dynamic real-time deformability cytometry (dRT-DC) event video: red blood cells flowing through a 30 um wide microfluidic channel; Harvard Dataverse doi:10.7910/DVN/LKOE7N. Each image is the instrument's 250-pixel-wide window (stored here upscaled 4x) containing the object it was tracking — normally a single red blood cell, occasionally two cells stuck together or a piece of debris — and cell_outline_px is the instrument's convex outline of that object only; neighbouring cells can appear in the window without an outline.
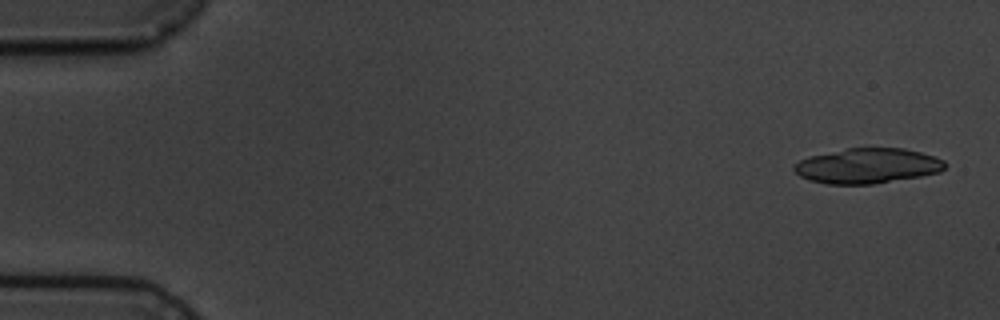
{"species": "common noctule bat (a hibernating species)", "species_latin": "Nyctalus noctula", "temperature_condition": "cold", "stored_images_in_passage": 11, "camera_frame_rate_fps": 3000, "um_per_image_px": 0.085, "animal": {"sex": "male", "body_mass_g": 19.5, "forearm_length_mm": 54.6}, "frame": {"image": 1, "passage_image": 1, "time_ms": 0.0, "image_size_px": [1000, 320], "cell_outline_px": [[948, 164], [940, 172], [920, 176], [872, 184], [828, 184], [812, 180], [800, 176], [792, 168], [800, 160], [808, 156], [848, 148], [904, 148], [920, 152], [944, 160]], "centroid_in_image_um": [73.75, 14.09], "position_along_channel_um": 11.3, "area_um2": 30.69}}
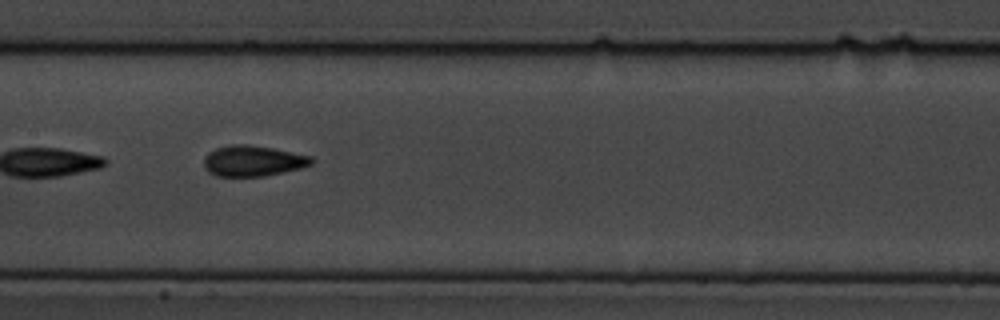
{"frame": {"image": 2, "passage_image": 8, "time_ms": 8.667, "image_size_px": [1000, 320], "cell_outline_px": [[316, 160], [312, 164], [300, 168], [284, 172], [264, 176], [216, 176], [208, 172], [204, 168], [204, 156], [208, 152], [216, 148], [232, 144], [248, 144], [272, 148], [312, 156]], "centroid_in_image_um": [21.49, 13.67], "position_along_channel_um": 185.9, "area_um2": 19.42}}
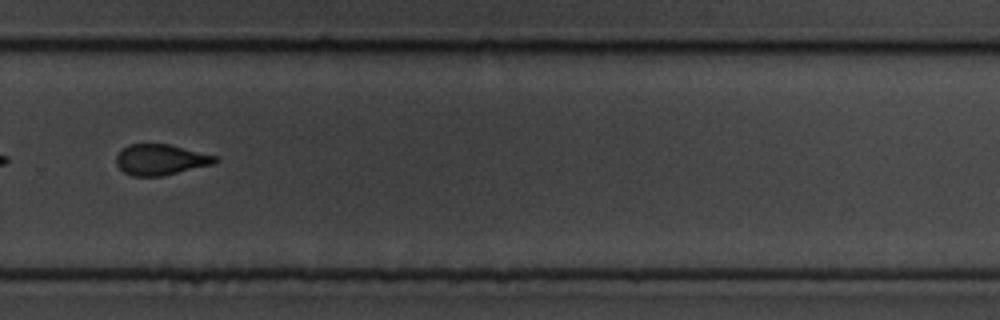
{"frame": {"image": 3, "passage_image": 11, "time_ms": 12.333, "image_size_px": [1000, 320], "cell_outline_px": [[220, 160], [216, 164], [164, 176], [132, 176], [124, 172], [116, 164], [116, 156], [128, 144], [168, 144], [216, 156]], "centroid_in_image_um": [13.69, 13.59], "position_along_channel_um": 316.1, "area_um2": 17.8}}